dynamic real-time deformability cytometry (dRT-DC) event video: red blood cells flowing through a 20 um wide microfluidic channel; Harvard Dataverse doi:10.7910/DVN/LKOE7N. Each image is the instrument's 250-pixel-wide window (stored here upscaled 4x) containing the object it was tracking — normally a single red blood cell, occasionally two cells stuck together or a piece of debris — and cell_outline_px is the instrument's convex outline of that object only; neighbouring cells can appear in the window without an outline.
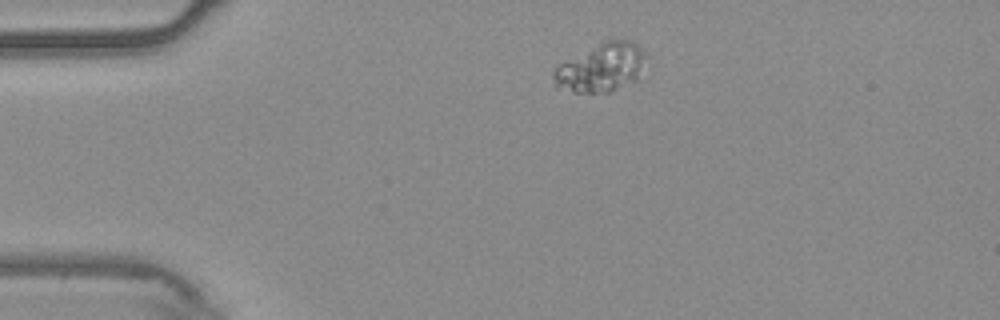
{"species": "common noctule bat (a hibernating species)", "species_latin": "Nyctalus noctula", "temperature_condition": "warm", "stored_images_in_passage": 45, "camera_frame_rate_fps": 3000, "um_per_image_px": 0.085, "animal": {"sex": "male", "body_mass_g": 20.4}, "frame": {"image": 1, "passage_image": 1, "time_ms": 0.0, "image_size_px": [1000, 320], "cell_outline_px": [[648, 56], [636, 80], [612, 92], [572, 92], [556, 88], [552, 84], [552, 72], [560, 64], [604, 40], [632, 40]], "centroid_in_image_um": [51.09, 5.76], "position_along_channel_um": 33.9, "area_um2": 26.18}}
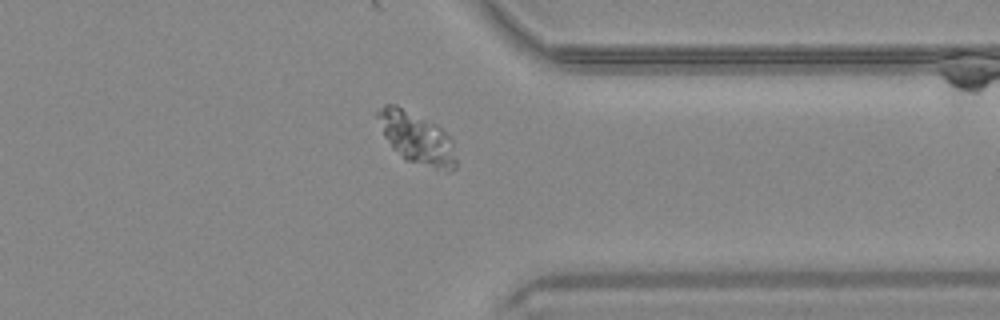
{"frame": {"image": 2, "passage_image": 33, "time_ms": 10.667, "image_size_px": [1000, 320], "cell_outline_px": [[456, 168], [448, 172], [404, 160], [392, 148], [384, 136], [376, 116], [376, 112], [384, 104], [396, 104], [436, 124], [452, 140], [456, 160]], "centroid_in_image_um": [35.4, 11.74], "position_along_channel_um": 376.0, "area_um2": 23.64}}
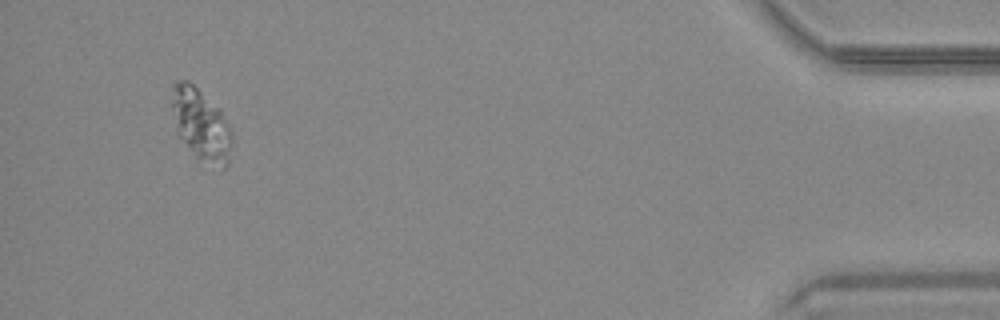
{"frame": {"image": 3, "passage_image": 42, "time_ms": 13.667, "image_size_px": [1000, 320], "cell_outline_px": [[232, 144], [228, 164], [224, 168], [196, 156], [180, 140], [172, 108], [172, 84], [176, 80], [188, 80], [220, 108], [232, 132]], "centroid_in_image_um": [17.09, 10.54], "position_along_channel_um": 418.1, "area_um2": 24.85}}